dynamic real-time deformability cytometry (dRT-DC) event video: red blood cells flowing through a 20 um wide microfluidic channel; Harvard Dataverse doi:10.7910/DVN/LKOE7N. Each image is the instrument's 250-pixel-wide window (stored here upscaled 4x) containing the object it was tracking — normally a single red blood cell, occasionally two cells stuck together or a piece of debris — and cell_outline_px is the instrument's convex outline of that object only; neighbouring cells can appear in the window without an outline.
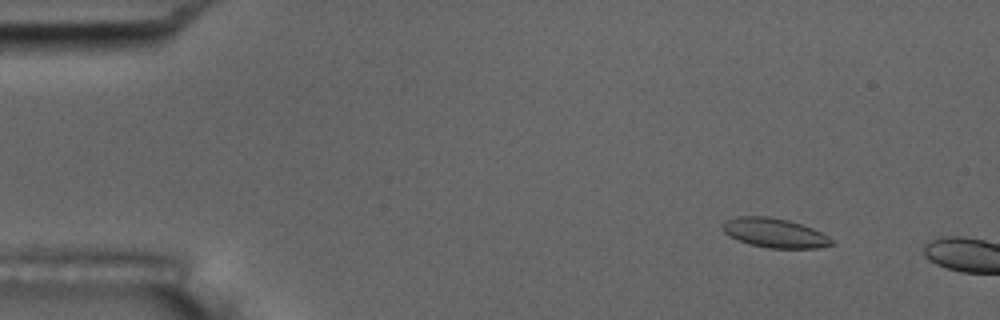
{"species": "common noctule bat (a hibernating species)", "species_latin": "Nyctalus noctula", "temperature_condition": "room temperature", "stored_images_in_passage": 9, "camera_frame_rate_fps": 3000, "um_per_image_px": 0.085, "animal": {"sex": "male", "body_mass_g": 17.5, "forearm_length_mm": 52.3}, "frame": {"image": 1, "passage_image": 6, "time_ms": 1.667, "image_size_px": [1000, 320], "cell_outline_px": [[836, 244], [816, 248], [768, 248], [748, 244], [724, 232], [724, 220], [736, 216], [768, 216], [788, 220], [812, 228], [828, 236]], "centroid_in_image_um": [65.86, 19.8], "position_along_channel_um": 19.1, "area_um2": 18.5}}